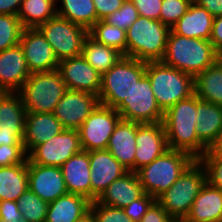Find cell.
Returning a JSON list of instances; mask_svg holds the SVG:
<instances>
[{
    "label": "cell",
    "instance_id": "obj_3",
    "mask_svg": "<svg viewBox=\"0 0 222 222\" xmlns=\"http://www.w3.org/2000/svg\"><path fill=\"white\" fill-rule=\"evenodd\" d=\"M148 76L157 104L166 112L178 101L195 94L194 77L162 61L146 62Z\"/></svg>",
    "mask_w": 222,
    "mask_h": 222
},
{
    "label": "cell",
    "instance_id": "obj_46",
    "mask_svg": "<svg viewBox=\"0 0 222 222\" xmlns=\"http://www.w3.org/2000/svg\"><path fill=\"white\" fill-rule=\"evenodd\" d=\"M22 213L16 201L2 200L0 201V220L20 219Z\"/></svg>",
    "mask_w": 222,
    "mask_h": 222
},
{
    "label": "cell",
    "instance_id": "obj_12",
    "mask_svg": "<svg viewBox=\"0 0 222 222\" xmlns=\"http://www.w3.org/2000/svg\"><path fill=\"white\" fill-rule=\"evenodd\" d=\"M81 150L78 130L64 129L43 144L35 146L27 154V159L33 164L61 167Z\"/></svg>",
    "mask_w": 222,
    "mask_h": 222
},
{
    "label": "cell",
    "instance_id": "obj_31",
    "mask_svg": "<svg viewBox=\"0 0 222 222\" xmlns=\"http://www.w3.org/2000/svg\"><path fill=\"white\" fill-rule=\"evenodd\" d=\"M81 55L101 75L123 57L117 49L97 42L90 35L84 41Z\"/></svg>",
    "mask_w": 222,
    "mask_h": 222
},
{
    "label": "cell",
    "instance_id": "obj_8",
    "mask_svg": "<svg viewBox=\"0 0 222 222\" xmlns=\"http://www.w3.org/2000/svg\"><path fill=\"white\" fill-rule=\"evenodd\" d=\"M146 62L123 56L101 75L99 103L116 108L130 96L134 85L145 75Z\"/></svg>",
    "mask_w": 222,
    "mask_h": 222
},
{
    "label": "cell",
    "instance_id": "obj_32",
    "mask_svg": "<svg viewBox=\"0 0 222 222\" xmlns=\"http://www.w3.org/2000/svg\"><path fill=\"white\" fill-rule=\"evenodd\" d=\"M62 4L56 8L57 16L67 19L88 31L97 22L93 0H58Z\"/></svg>",
    "mask_w": 222,
    "mask_h": 222
},
{
    "label": "cell",
    "instance_id": "obj_24",
    "mask_svg": "<svg viewBox=\"0 0 222 222\" xmlns=\"http://www.w3.org/2000/svg\"><path fill=\"white\" fill-rule=\"evenodd\" d=\"M144 194L136 172H128L113 181L96 199L98 203L116 208H125Z\"/></svg>",
    "mask_w": 222,
    "mask_h": 222
},
{
    "label": "cell",
    "instance_id": "obj_23",
    "mask_svg": "<svg viewBox=\"0 0 222 222\" xmlns=\"http://www.w3.org/2000/svg\"><path fill=\"white\" fill-rule=\"evenodd\" d=\"M60 168L68 193L84 196L91 201L89 153L81 150L69 158Z\"/></svg>",
    "mask_w": 222,
    "mask_h": 222
},
{
    "label": "cell",
    "instance_id": "obj_27",
    "mask_svg": "<svg viewBox=\"0 0 222 222\" xmlns=\"http://www.w3.org/2000/svg\"><path fill=\"white\" fill-rule=\"evenodd\" d=\"M196 111V134L210 148L222 128V106L200 100L196 95Z\"/></svg>",
    "mask_w": 222,
    "mask_h": 222
},
{
    "label": "cell",
    "instance_id": "obj_42",
    "mask_svg": "<svg viewBox=\"0 0 222 222\" xmlns=\"http://www.w3.org/2000/svg\"><path fill=\"white\" fill-rule=\"evenodd\" d=\"M155 201L156 199L153 196L144 193L140 198L123 208V210L133 222H140L143 215Z\"/></svg>",
    "mask_w": 222,
    "mask_h": 222
},
{
    "label": "cell",
    "instance_id": "obj_43",
    "mask_svg": "<svg viewBox=\"0 0 222 222\" xmlns=\"http://www.w3.org/2000/svg\"><path fill=\"white\" fill-rule=\"evenodd\" d=\"M138 14L146 18L159 20L162 0H131Z\"/></svg>",
    "mask_w": 222,
    "mask_h": 222
},
{
    "label": "cell",
    "instance_id": "obj_17",
    "mask_svg": "<svg viewBox=\"0 0 222 222\" xmlns=\"http://www.w3.org/2000/svg\"><path fill=\"white\" fill-rule=\"evenodd\" d=\"M135 142L137 144L135 172L141 167L150 164L169 149L163 122L144 124L136 122Z\"/></svg>",
    "mask_w": 222,
    "mask_h": 222
},
{
    "label": "cell",
    "instance_id": "obj_39",
    "mask_svg": "<svg viewBox=\"0 0 222 222\" xmlns=\"http://www.w3.org/2000/svg\"><path fill=\"white\" fill-rule=\"evenodd\" d=\"M89 210L95 222H133L122 208L107 206L97 201L91 202Z\"/></svg>",
    "mask_w": 222,
    "mask_h": 222
},
{
    "label": "cell",
    "instance_id": "obj_49",
    "mask_svg": "<svg viewBox=\"0 0 222 222\" xmlns=\"http://www.w3.org/2000/svg\"><path fill=\"white\" fill-rule=\"evenodd\" d=\"M196 3L205 8L213 17L222 15V0H198Z\"/></svg>",
    "mask_w": 222,
    "mask_h": 222
},
{
    "label": "cell",
    "instance_id": "obj_50",
    "mask_svg": "<svg viewBox=\"0 0 222 222\" xmlns=\"http://www.w3.org/2000/svg\"><path fill=\"white\" fill-rule=\"evenodd\" d=\"M204 155H216L222 157V128L217 140L211 145Z\"/></svg>",
    "mask_w": 222,
    "mask_h": 222
},
{
    "label": "cell",
    "instance_id": "obj_35",
    "mask_svg": "<svg viewBox=\"0 0 222 222\" xmlns=\"http://www.w3.org/2000/svg\"><path fill=\"white\" fill-rule=\"evenodd\" d=\"M22 217L28 222H45L49 203L29 188L17 200Z\"/></svg>",
    "mask_w": 222,
    "mask_h": 222
},
{
    "label": "cell",
    "instance_id": "obj_44",
    "mask_svg": "<svg viewBox=\"0 0 222 222\" xmlns=\"http://www.w3.org/2000/svg\"><path fill=\"white\" fill-rule=\"evenodd\" d=\"M140 222H176L167 211L155 201L143 215Z\"/></svg>",
    "mask_w": 222,
    "mask_h": 222
},
{
    "label": "cell",
    "instance_id": "obj_48",
    "mask_svg": "<svg viewBox=\"0 0 222 222\" xmlns=\"http://www.w3.org/2000/svg\"><path fill=\"white\" fill-rule=\"evenodd\" d=\"M23 0H0V14L18 15Z\"/></svg>",
    "mask_w": 222,
    "mask_h": 222
},
{
    "label": "cell",
    "instance_id": "obj_5",
    "mask_svg": "<svg viewBox=\"0 0 222 222\" xmlns=\"http://www.w3.org/2000/svg\"><path fill=\"white\" fill-rule=\"evenodd\" d=\"M206 182L205 167L199 160H194L156 201L175 221L182 222Z\"/></svg>",
    "mask_w": 222,
    "mask_h": 222
},
{
    "label": "cell",
    "instance_id": "obj_29",
    "mask_svg": "<svg viewBox=\"0 0 222 222\" xmlns=\"http://www.w3.org/2000/svg\"><path fill=\"white\" fill-rule=\"evenodd\" d=\"M28 188L27 163L0 167V201H16Z\"/></svg>",
    "mask_w": 222,
    "mask_h": 222
},
{
    "label": "cell",
    "instance_id": "obj_16",
    "mask_svg": "<svg viewBox=\"0 0 222 222\" xmlns=\"http://www.w3.org/2000/svg\"><path fill=\"white\" fill-rule=\"evenodd\" d=\"M58 71L67 89L99 95L101 74L82 55L59 61Z\"/></svg>",
    "mask_w": 222,
    "mask_h": 222
},
{
    "label": "cell",
    "instance_id": "obj_18",
    "mask_svg": "<svg viewBox=\"0 0 222 222\" xmlns=\"http://www.w3.org/2000/svg\"><path fill=\"white\" fill-rule=\"evenodd\" d=\"M91 202L115 180L120 179L129 171L107 150L89 151Z\"/></svg>",
    "mask_w": 222,
    "mask_h": 222
},
{
    "label": "cell",
    "instance_id": "obj_28",
    "mask_svg": "<svg viewBox=\"0 0 222 222\" xmlns=\"http://www.w3.org/2000/svg\"><path fill=\"white\" fill-rule=\"evenodd\" d=\"M90 204L84 196L67 193L49 203L45 222H76L89 211Z\"/></svg>",
    "mask_w": 222,
    "mask_h": 222
},
{
    "label": "cell",
    "instance_id": "obj_25",
    "mask_svg": "<svg viewBox=\"0 0 222 222\" xmlns=\"http://www.w3.org/2000/svg\"><path fill=\"white\" fill-rule=\"evenodd\" d=\"M214 17L196 2H192L187 12L170 28L178 35L210 40Z\"/></svg>",
    "mask_w": 222,
    "mask_h": 222
},
{
    "label": "cell",
    "instance_id": "obj_37",
    "mask_svg": "<svg viewBox=\"0 0 222 222\" xmlns=\"http://www.w3.org/2000/svg\"><path fill=\"white\" fill-rule=\"evenodd\" d=\"M138 17V11L132 1L125 0L117 11L108 15L103 21L126 31Z\"/></svg>",
    "mask_w": 222,
    "mask_h": 222
},
{
    "label": "cell",
    "instance_id": "obj_33",
    "mask_svg": "<svg viewBox=\"0 0 222 222\" xmlns=\"http://www.w3.org/2000/svg\"><path fill=\"white\" fill-rule=\"evenodd\" d=\"M52 0H23L18 13L23 28H37L57 15Z\"/></svg>",
    "mask_w": 222,
    "mask_h": 222
},
{
    "label": "cell",
    "instance_id": "obj_7",
    "mask_svg": "<svg viewBox=\"0 0 222 222\" xmlns=\"http://www.w3.org/2000/svg\"><path fill=\"white\" fill-rule=\"evenodd\" d=\"M67 90L58 69L31 73L18 91L26 112L53 113Z\"/></svg>",
    "mask_w": 222,
    "mask_h": 222
},
{
    "label": "cell",
    "instance_id": "obj_4",
    "mask_svg": "<svg viewBox=\"0 0 222 222\" xmlns=\"http://www.w3.org/2000/svg\"><path fill=\"white\" fill-rule=\"evenodd\" d=\"M170 28L159 20L138 17L126 30V57L140 61H161Z\"/></svg>",
    "mask_w": 222,
    "mask_h": 222
},
{
    "label": "cell",
    "instance_id": "obj_26",
    "mask_svg": "<svg viewBox=\"0 0 222 222\" xmlns=\"http://www.w3.org/2000/svg\"><path fill=\"white\" fill-rule=\"evenodd\" d=\"M182 222H222V191L206 182Z\"/></svg>",
    "mask_w": 222,
    "mask_h": 222
},
{
    "label": "cell",
    "instance_id": "obj_30",
    "mask_svg": "<svg viewBox=\"0 0 222 222\" xmlns=\"http://www.w3.org/2000/svg\"><path fill=\"white\" fill-rule=\"evenodd\" d=\"M194 86L200 100L222 106V65L218 60L194 78Z\"/></svg>",
    "mask_w": 222,
    "mask_h": 222
},
{
    "label": "cell",
    "instance_id": "obj_13",
    "mask_svg": "<svg viewBox=\"0 0 222 222\" xmlns=\"http://www.w3.org/2000/svg\"><path fill=\"white\" fill-rule=\"evenodd\" d=\"M26 111L18 92H0V146L24 145Z\"/></svg>",
    "mask_w": 222,
    "mask_h": 222
},
{
    "label": "cell",
    "instance_id": "obj_6",
    "mask_svg": "<svg viewBox=\"0 0 222 222\" xmlns=\"http://www.w3.org/2000/svg\"><path fill=\"white\" fill-rule=\"evenodd\" d=\"M195 159L188 153L168 149L136 171L144 193L157 199L167 191Z\"/></svg>",
    "mask_w": 222,
    "mask_h": 222
},
{
    "label": "cell",
    "instance_id": "obj_51",
    "mask_svg": "<svg viewBox=\"0 0 222 222\" xmlns=\"http://www.w3.org/2000/svg\"><path fill=\"white\" fill-rule=\"evenodd\" d=\"M76 222H95L92 212L89 210L85 215H83Z\"/></svg>",
    "mask_w": 222,
    "mask_h": 222
},
{
    "label": "cell",
    "instance_id": "obj_41",
    "mask_svg": "<svg viewBox=\"0 0 222 222\" xmlns=\"http://www.w3.org/2000/svg\"><path fill=\"white\" fill-rule=\"evenodd\" d=\"M27 163V153L24 145H1L0 167H8Z\"/></svg>",
    "mask_w": 222,
    "mask_h": 222
},
{
    "label": "cell",
    "instance_id": "obj_1",
    "mask_svg": "<svg viewBox=\"0 0 222 222\" xmlns=\"http://www.w3.org/2000/svg\"><path fill=\"white\" fill-rule=\"evenodd\" d=\"M196 116V94H193L164 112L163 125L169 149L186 152L199 160L209 148L196 134Z\"/></svg>",
    "mask_w": 222,
    "mask_h": 222
},
{
    "label": "cell",
    "instance_id": "obj_15",
    "mask_svg": "<svg viewBox=\"0 0 222 222\" xmlns=\"http://www.w3.org/2000/svg\"><path fill=\"white\" fill-rule=\"evenodd\" d=\"M19 45L23 49L30 73L58 69L52 46L37 28H24Z\"/></svg>",
    "mask_w": 222,
    "mask_h": 222
},
{
    "label": "cell",
    "instance_id": "obj_10",
    "mask_svg": "<svg viewBox=\"0 0 222 222\" xmlns=\"http://www.w3.org/2000/svg\"><path fill=\"white\" fill-rule=\"evenodd\" d=\"M123 120L144 123L163 122L164 112L157 104L151 82L145 74L127 98L115 108Z\"/></svg>",
    "mask_w": 222,
    "mask_h": 222
},
{
    "label": "cell",
    "instance_id": "obj_47",
    "mask_svg": "<svg viewBox=\"0 0 222 222\" xmlns=\"http://www.w3.org/2000/svg\"><path fill=\"white\" fill-rule=\"evenodd\" d=\"M209 41L213 44L217 53L222 51V15L214 17Z\"/></svg>",
    "mask_w": 222,
    "mask_h": 222
},
{
    "label": "cell",
    "instance_id": "obj_11",
    "mask_svg": "<svg viewBox=\"0 0 222 222\" xmlns=\"http://www.w3.org/2000/svg\"><path fill=\"white\" fill-rule=\"evenodd\" d=\"M121 119L117 110L99 103L78 129L82 150L107 149L109 138Z\"/></svg>",
    "mask_w": 222,
    "mask_h": 222
},
{
    "label": "cell",
    "instance_id": "obj_19",
    "mask_svg": "<svg viewBox=\"0 0 222 222\" xmlns=\"http://www.w3.org/2000/svg\"><path fill=\"white\" fill-rule=\"evenodd\" d=\"M28 188L48 203L68 193L60 167L33 164L29 160Z\"/></svg>",
    "mask_w": 222,
    "mask_h": 222
},
{
    "label": "cell",
    "instance_id": "obj_22",
    "mask_svg": "<svg viewBox=\"0 0 222 222\" xmlns=\"http://www.w3.org/2000/svg\"><path fill=\"white\" fill-rule=\"evenodd\" d=\"M136 122L121 119L109 138L107 150L129 172H135Z\"/></svg>",
    "mask_w": 222,
    "mask_h": 222
},
{
    "label": "cell",
    "instance_id": "obj_45",
    "mask_svg": "<svg viewBox=\"0 0 222 222\" xmlns=\"http://www.w3.org/2000/svg\"><path fill=\"white\" fill-rule=\"evenodd\" d=\"M124 1L125 0H93L97 14V21L103 20L108 15L117 11Z\"/></svg>",
    "mask_w": 222,
    "mask_h": 222
},
{
    "label": "cell",
    "instance_id": "obj_14",
    "mask_svg": "<svg viewBox=\"0 0 222 222\" xmlns=\"http://www.w3.org/2000/svg\"><path fill=\"white\" fill-rule=\"evenodd\" d=\"M98 104L97 95L67 89L53 113L64 129L78 130Z\"/></svg>",
    "mask_w": 222,
    "mask_h": 222
},
{
    "label": "cell",
    "instance_id": "obj_20",
    "mask_svg": "<svg viewBox=\"0 0 222 222\" xmlns=\"http://www.w3.org/2000/svg\"><path fill=\"white\" fill-rule=\"evenodd\" d=\"M30 75L20 45L0 51V92H18Z\"/></svg>",
    "mask_w": 222,
    "mask_h": 222
},
{
    "label": "cell",
    "instance_id": "obj_40",
    "mask_svg": "<svg viewBox=\"0 0 222 222\" xmlns=\"http://www.w3.org/2000/svg\"><path fill=\"white\" fill-rule=\"evenodd\" d=\"M199 161L205 167L207 182L222 191V157L216 155H203Z\"/></svg>",
    "mask_w": 222,
    "mask_h": 222
},
{
    "label": "cell",
    "instance_id": "obj_2",
    "mask_svg": "<svg viewBox=\"0 0 222 222\" xmlns=\"http://www.w3.org/2000/svg\"><path fill=\"white\" fill-rule=\"evenodd\" d=\"M217 58L218 53L209 40L181 36L170 30L161 61L195 78Z\"/></svg>",
    "mask_w": 222,
    "mask_h": 222
},
{
    "label": "cell",
    "instance_id": "obj_38",
    "mask_svg": "<svg viewBox=\"0 0 222 222\" xmlns=\"http://www.w3.org/2000/svg\"><path fill=\"white\" fill-rule=\"evenodd\" d=\"M190 0H162L160 21L171 28L188 10Z\"/></svg>",
    "mask_w": 222,
    "mask_h": 222
},
{
    "label": "cell",
    "instance_id": "obj_53",
    "mask_svg": "<svg viewBox=\"0 0 222 222\" xmlns=\"http://www.w3.org/2000/svg\"><path fill=\"white\" fill-rule=\"evenodd\" d=\"M217 60H218L219 63L222 65V51H220V52L218 53V58H217Z\"/></svg>",
    "mask_w": 222,
    "mask_h": 222
},
{
    "label": "cell",
    "instance_id": "obj_21",
    "mask_svg": "<svg viewBox=\"0 0 222 222\" xmlns=\"http://www.w3.org/2000/svg\"><path fill=\"white\" fill-rule=\"evenodd\" d=\"M64 127L54 113L26 112L23 144L28 154L35 146L58 135Z\"/></svg>",
    "mask_w": 222,
    "mask_h": 222
},
{
    "label": "cell",
    "instance_id": "obj_36",
    "mask_svg": "<svg viewBox=\"0 0 222 222\" xmlns=\"http://www.w3.org/2000/svg\"><path fill=\"white\" fill-rule=\"evenodd\" d=\"M23 29L18 15L0 14V51L19 45Z\"/></svg>",
    "mask_w": 222,
    "mask_h": 222
},
{
    "label": "cell",
    "instance_id": "obj_34",
    "mask_svg": "<svg viewBox=\"0 0 222 222\" xmlns=\"http://www.w3.org/2000/svg\"><path fill=\"white\" fill-rule=\"evenodd\" d=\"M89 35L97 42L117 49L126 57L127 37L125 30L99 20L89 30Z\"/></svg>",
    "mask_w": 222,
    "mask_h": 222
},
{
    "label": "cell",
    "instance_id": "obj_52",
    "mask_svg": "<svg viewBox=\"0 0 222 222\" xmlns=\"http://www.w3.org/2000/svg\"><path fill=\"white\" fill-rule=\"evenodd\" d=\"M0 222H28V221L25 218L21 217L20 219L0 220Z\"/></svg>",
    "mask_w": 222,
    "mask_h": 222
},
{
    "label": "cell",
    "instance_id": "obj_9",
    "mask_svg": "<svg viewBox=\"0 0 222 222\" xmlns=\"http://www.w3.org/2000/svg\"><path fill=\"white\" fill-rule=\"evenodd\" d=\"M37 29L52 46L58 62L82 54V48L89 31L59 16L49 19Z\"/></svg>",
    "mask_w": 222,
    "mask_h": 222
}]
</instances>
